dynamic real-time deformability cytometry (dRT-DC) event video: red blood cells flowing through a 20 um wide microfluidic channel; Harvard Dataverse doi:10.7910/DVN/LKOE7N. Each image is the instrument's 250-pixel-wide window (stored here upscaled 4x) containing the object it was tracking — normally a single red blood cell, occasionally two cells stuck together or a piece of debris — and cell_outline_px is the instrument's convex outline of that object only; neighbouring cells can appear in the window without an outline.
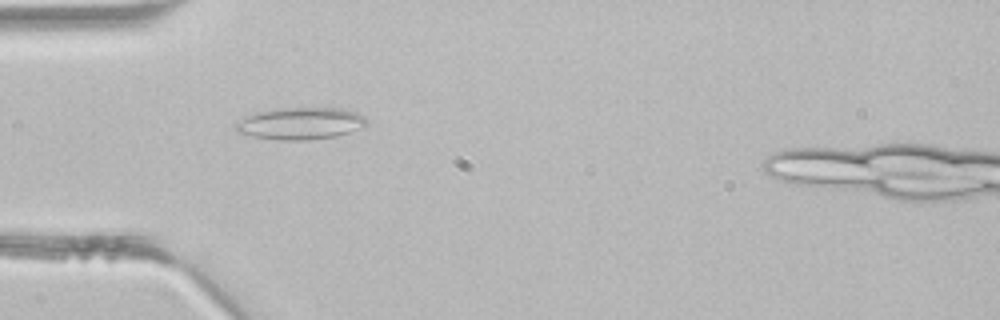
{"species": "common noctule bat (a hibernating species)", "species_latin": "Nyctalus noctula", "temperature_condition": "room temperature", "stored_images_in_passage": 3, "camera_frame_rate_fps": 3000, "um_per_image_px": 0.085, "animal": {"sex": "male", "body_mass_g": 21.5, "forearm_length_mm": 52.0}, "frame": {"image": 1, "passage_image": 3, "time_ms": 0.667, "image_size_px": [1000, 320], "cell_outline_px": [[368, 124], [360, 128], [336, 136], [304, 140], [280, 140], [252, 136], [236, 132], [236, 124], [244, 116], [256, 112], [280, 108], [340, 108], [356, 112], [364, 116], [368, 120]], "centroid_in_image_um": [25.54, 10.49], "position_along_channel_um": 59.5, "area_um2": 24.33}}